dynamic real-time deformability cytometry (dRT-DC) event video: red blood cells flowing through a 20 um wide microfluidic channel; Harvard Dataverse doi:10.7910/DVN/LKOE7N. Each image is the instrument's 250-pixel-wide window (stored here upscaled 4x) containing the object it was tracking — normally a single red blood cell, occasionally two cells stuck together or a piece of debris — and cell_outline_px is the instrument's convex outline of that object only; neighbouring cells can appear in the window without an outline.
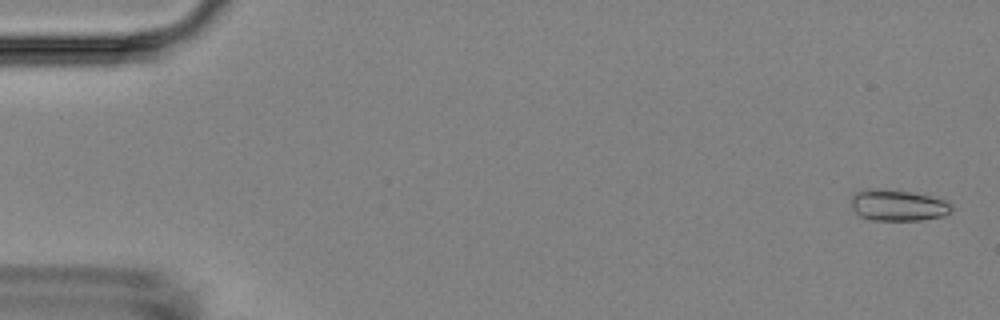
{"species": "Egyptian fruit bat (a non-hibernating species)", "species_latin": "Rousettus aegyptiacus", "temperature_condition": "room temperature", "stored_images_in_passage": 4, "camera_frame_rate_fps": 3000, "um_per_image_px": 0.085, "animal": {"sex": "female"}, "frame": {"image": 1, "passage_image": 2, "time_ms": 0.333, "image_size_px": [1000, 320], "cell_outline_px": [[952, 212], [944, 216], [920, 220], [872, 220], [860, 216], [852, 208], [852, 196], [856, 192], [912, 192], [944, 200], [952, 204]], "centroid_in_image_um": [76.41, 17.52], "position_along_channel_um": 8.6, "area_um2": 17.34}}